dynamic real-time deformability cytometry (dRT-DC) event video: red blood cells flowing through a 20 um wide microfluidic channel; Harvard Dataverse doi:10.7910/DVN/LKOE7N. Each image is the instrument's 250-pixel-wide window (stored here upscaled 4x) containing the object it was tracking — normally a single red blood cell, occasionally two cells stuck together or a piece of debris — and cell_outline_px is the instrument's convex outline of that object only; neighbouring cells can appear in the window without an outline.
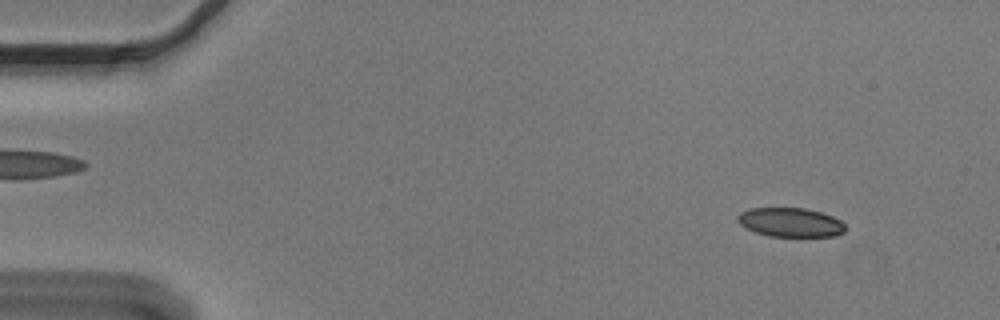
{"species": "Egyptian fruit bat (a non-hibernating species)", "species_latin": "Rousettus aegyptiacus", "temperature_condition": "cold", "stored_images_in_passage": 52, "camera_frame_rate_fps": 3000, "um_per_image_px": 0.085, "animal": {"sex": "male"}, "frame": {"image": 1, "passage_image": 3, "time_ms": 0.667, "image_size_px": [1000, 320], "cell_outline_px": [[848, 228], [844, 232], [836, 236], [768, 236], [756, 232], [740, 224], [736, 220], [736, 216], [740, 212], [752, 208], [804, 208], [820, 212], [832, 216], [840, 220]], "centroid_in_image_um": [67.2, 18.9], "position_along_channel_um": 17.8, "area_um2": 18.26}}
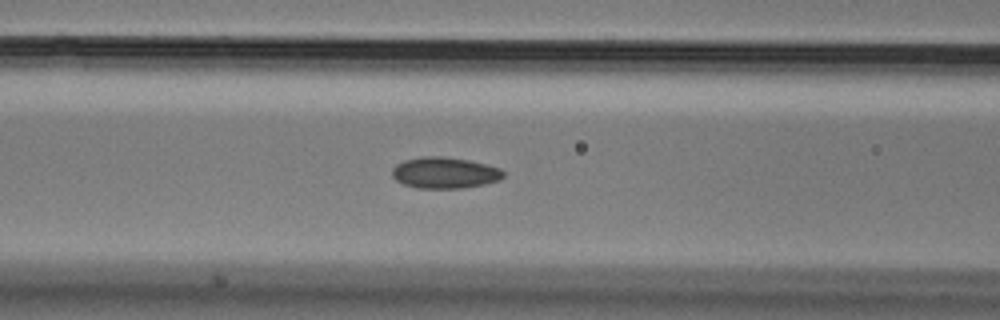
{"frame": {"image": 2, "passage_image": 20, "time_ms": 6.333, "image_size_px": [1000, 320], "cell_outline_px": [[504, 176], [500, 180], [484, 184], [460, 188], [416, 188], [404, 184], [396, 180], [392, 176], [392, 168], [396, 164], [404, 160], [424, 156], [440, 156], [468, 160], [500, 168], [504, 172]], "centroid_in_image_um": [37.78, 14.69], "position_along_channel_um": 128.8, "area_um2": 20.17}}
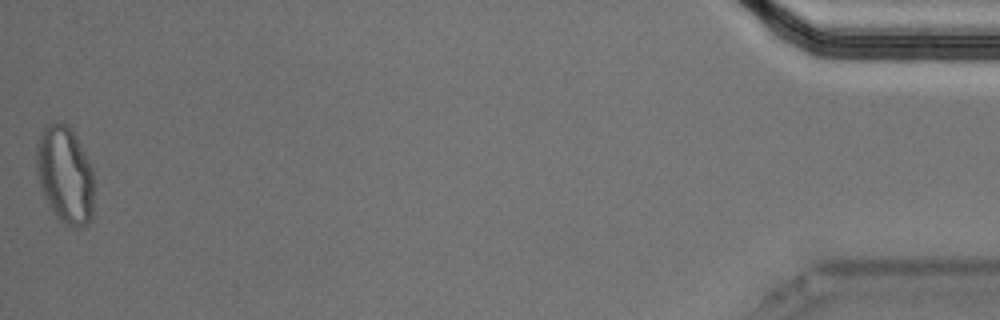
{"frame": {"image": 3, "passage_image": 52, "time_ms": 17.0, "image_size_px": [1000, 320], "cell_outline_px": [[92, 216], [88, 224], [84, 228], [72, 228], [64, 224], [52, 212], [44, 196], [36, 172], [36, 144], [44, 124], [68, 124], [76, 136], [92, 168]], "centroid_in_image_um": [5.51, 14.88], "position_along_channel_um": 429.7, "area_um2": 32.71}, "authors_computed_cell_mechanics": {"area_um2": 19.9121, "velocity_mm_per_s": 3.6719, "shape_relaxation_time_tau1_ms": 7.2786, "shape_relaxation_time_tau2_ms": 2.0802, "deformation_change_tau1": 0.1216, "deformation_change_tau2": 0.0651}}